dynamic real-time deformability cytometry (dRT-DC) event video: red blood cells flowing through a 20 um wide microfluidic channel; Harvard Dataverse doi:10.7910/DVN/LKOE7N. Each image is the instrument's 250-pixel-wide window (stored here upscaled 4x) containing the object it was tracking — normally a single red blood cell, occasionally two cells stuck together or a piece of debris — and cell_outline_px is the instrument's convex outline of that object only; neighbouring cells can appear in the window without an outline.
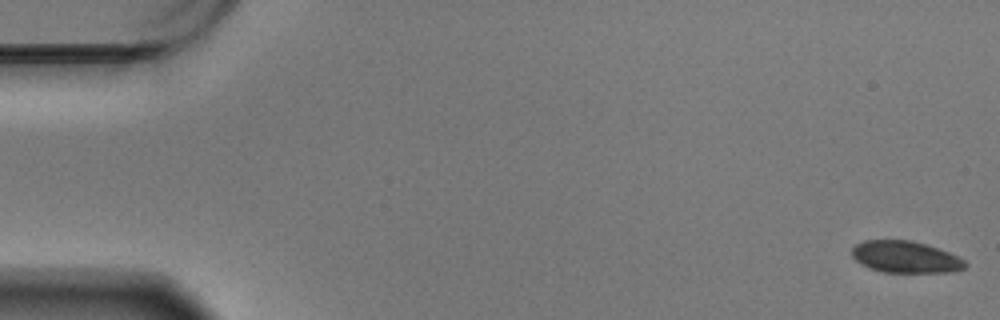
{"species": "Egyptian fruit bat (a non-hibernating species)", "species_latin": "Rousettus aegyptiacus", "temperature_condition": "warm", "stored_images_in_passage": 59, "camera_frame_rate_fps": 3000, "um_per_image_px": 0.085, "animal": {"sex": "male"}, "frame": {"image": 1, "passage_image": 1, "time_ms": 0.0, "image_size_px": [1000, 320], "cell_outline_px": [[968, 264], [964, 268], [952, 272], [884, 272], [868, 268], [860, 264], [852, 256], [852, 248], [856, 244], [864, 240], [912, 240], [948, 252], [964, 260]], "centroid_in_image_um": [76.93, 21.85], "position_along_channel_um": 8.1, "area_um2": 20.87}}
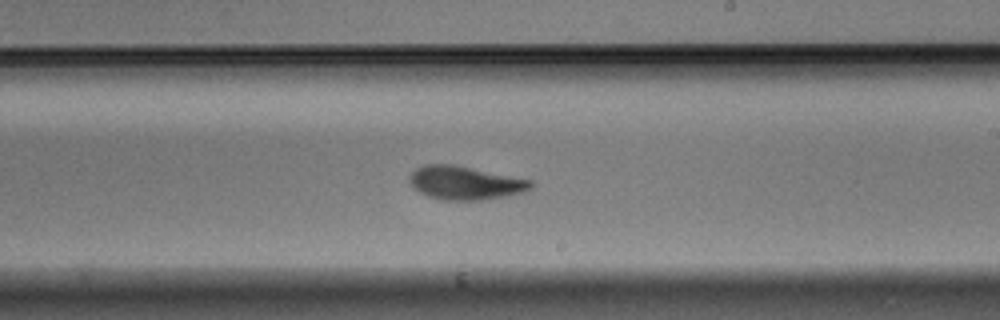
{"frame": {"image": 2, "passage_image": 35, "time_ms": 11.333, "image_size_px": [1000, 320], "cell_outline_px": [[532, 188], [520, 192], [504, 196], [480, 200], [440, 200], [428, 196], [420, 192], [408, 180], [408, 176], [416, 168], [424, 164], [452, 164], [532, 180]], "centroid_in_image_um": [39.49, 15.54], "position_along_channel_um": 249.5, "area_um2": 23.41}}
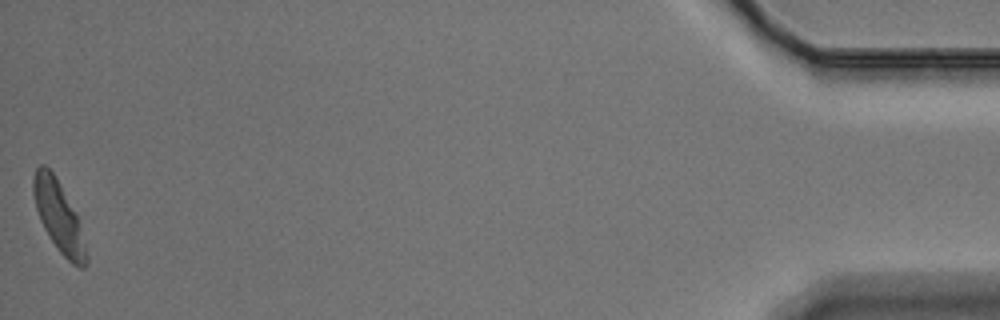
{"frame": {"image": 3, "passage_image": 59, "time_ms": 19.333, "image_size_px": [1000, 320], "cell_outline_px": [[88, 264], [84, 268], [80, 268], [72, 264], [56, 248], [48, 236], [40, 220], [36, 208], [32, 192], [32, 180], [36, 168], [40, 164], [44, 164], [56, 176], [76, 212], [88, 256]], "centroid_in_image_um": [4.99, 18.41], "position_along_channel_um": 430.2, "area_um2": 21.91}, "authors_computed_cell_mechanics": {"area_um2": 22.8888, "velocity_mm_per_s": 3.4273, "shape_relaxation_time_tau1_ms": 2.8789, "shape_relaxation_time_tau2_ms": 2.3684, "deformation_change_tau1": 0.1471, "deformation_change_tau2": 0.0846}}